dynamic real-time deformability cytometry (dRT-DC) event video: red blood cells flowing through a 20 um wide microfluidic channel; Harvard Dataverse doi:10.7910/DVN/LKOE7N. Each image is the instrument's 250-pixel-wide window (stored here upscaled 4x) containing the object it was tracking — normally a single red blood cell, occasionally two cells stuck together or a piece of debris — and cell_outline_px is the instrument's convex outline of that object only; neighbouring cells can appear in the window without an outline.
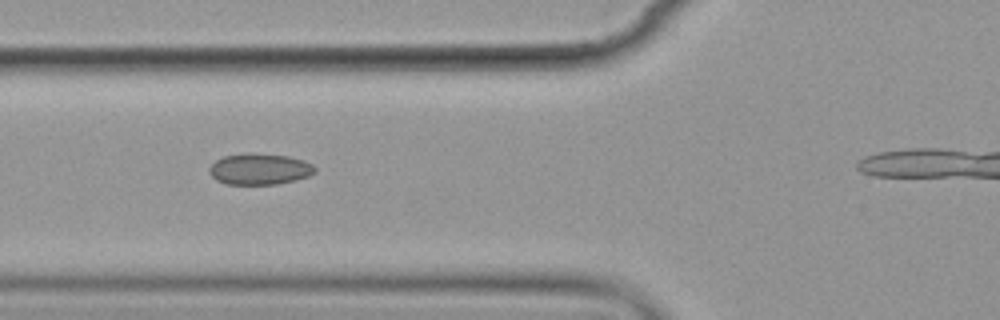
{"species": "common noctule bat (a hibernating species)", "species_latin": "Nyctalus noctula", "temperature_condition": "cold", "stored_images_in_passage": 4, "segment_of_instrument_passage": [1, 2], "camera_frame_rate_fps": 3000, "um_per_image_px": 0.085, "animal": {"sex": "female", "body_mass_g": 19.9}, "frame": {"image": 1, "passage_image": 2, "time_ms": 1.333, "image_size_px": [1000, 320], "cell_outline_px": [[316, 172], [308, 176], [296, 180], [276, 184], [224, 184], [216, 180], [208, 172], [208, 168], [216, 160], [224, 156], [248, 152], [288, 156], [304, 160], [312, 164], [316, 168]], "centroid_in_image_um": [22.06, 14.36], "position_along_channel_um": 103.7, "area_um2": 19.36}}
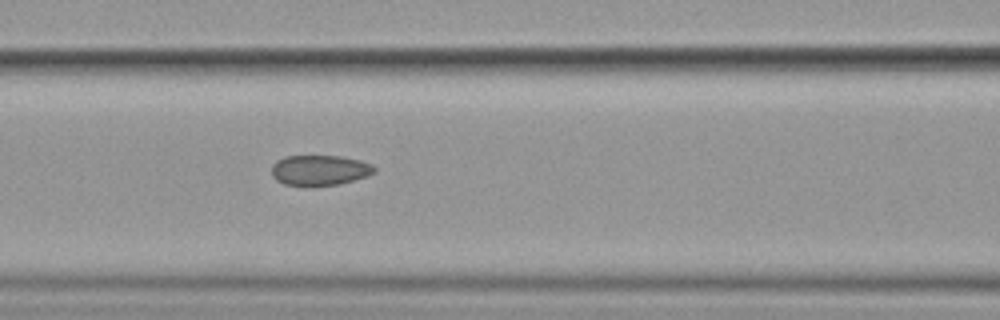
{"frame": {"image": 2, "passage_image": 3, "time_ms": 2.333, "image_size_px": [1000, 320], "cell_outline_px": [[376, 172], [368, 176], [340, 184], [312, 188], [304, 188], [284, 184], [276, 180], [272, 176], [272, 164], [276, 160], [284, 156], [340, 156], [360, 160], [372, 164], [376, 168]], "centroid_in_image_um": [27.15, 14.5], "position_along_channel_um": 139.4, "area_um2": 18.9}}